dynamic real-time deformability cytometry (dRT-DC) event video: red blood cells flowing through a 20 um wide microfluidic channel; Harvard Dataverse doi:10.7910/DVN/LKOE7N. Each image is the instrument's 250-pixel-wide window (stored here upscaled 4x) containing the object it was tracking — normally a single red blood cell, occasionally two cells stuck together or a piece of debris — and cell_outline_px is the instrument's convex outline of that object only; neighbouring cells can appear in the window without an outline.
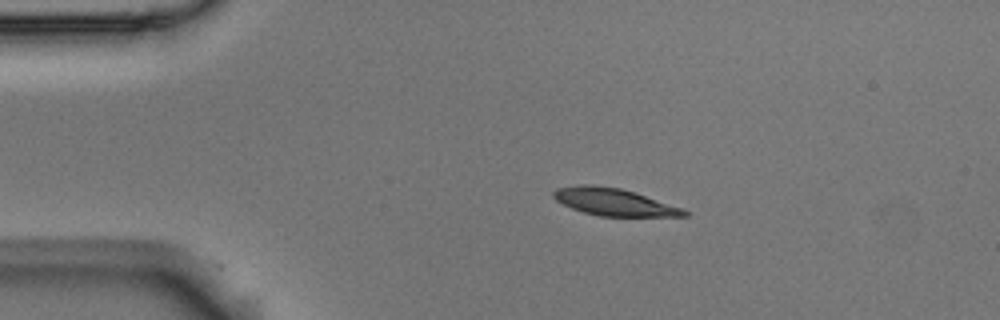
{"species": "Egyptian fruit bat (a non-hibernating species)", "species_latin": "Rousettus aegyptiacus", "temperature_condition": "room temperature", "stored_images_in_passage": 7, "camera_frame_rate_fps": 3000, "um_per_image_px": 0.085, "animal": {"sex": "male"}, "frame": {"image": 1, "passage_image": 1, "time_ms": 0.0, "image_size_px": [1000, 320], "cell_outline_px": [[688, 216], [600, 216], [584, 212], [572, 208], [556, 200], [552, 196], [552, 192], [556, 188], [580, 184], [588, 184], [620, 188], [684, 208], [688, 212]], "centroid_in_image_um": [52.17, 17.16], "position_along_channel_um": 32.8, "area_um2": 20.58}}
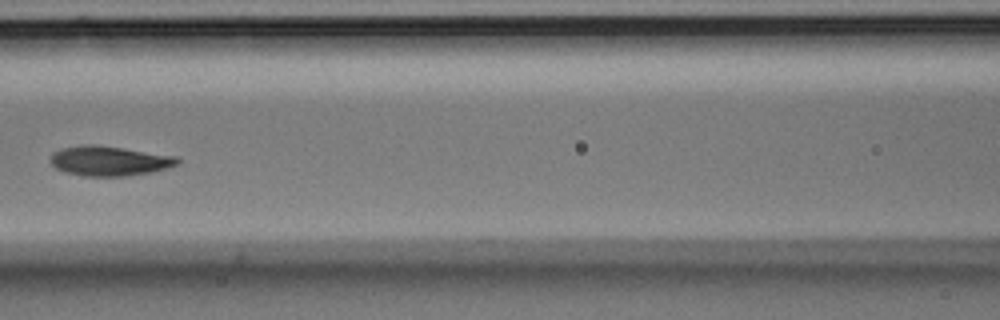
{"frame": {"image": 2, "passage_image": 4, "time_ms": 1.0, "image_size_px": [1000, 320], "cell_outline_px": [[180, 164], [152, 172], [124, 176], [84, 176], [64, 172], [56, 168], [52, 164], [52, 152], [60, 148], [80, 144], [96, 144], [124, 148], [176, 156], [180, 160]], "centroid_in_image_um": [9.29, 13.66], "position_along_channel_um": 157.3, "area_um2": 22.2}}
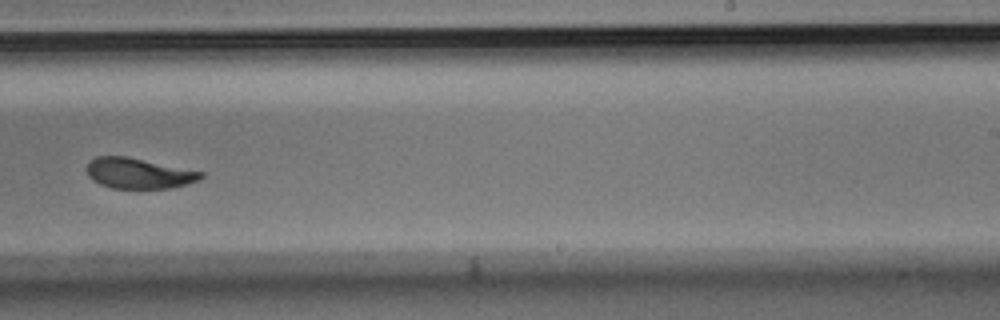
{"frame": {"image": 3, "passage_image": 7, "time_ms": 2.0, "image_size_px": [1000, 320], "cell_outline_px": [[204, 176], [200, 180], [188, 184], [172, 188], [112, 188], [100, 184], [92, 180], [88, 176], [88, 160], [96, 156], [128, 156], [204, 172]], "centroid_in_image_um": [11.8, 14.72], "position_along_channel_um": 277.2, "area_um2": 20.46}}